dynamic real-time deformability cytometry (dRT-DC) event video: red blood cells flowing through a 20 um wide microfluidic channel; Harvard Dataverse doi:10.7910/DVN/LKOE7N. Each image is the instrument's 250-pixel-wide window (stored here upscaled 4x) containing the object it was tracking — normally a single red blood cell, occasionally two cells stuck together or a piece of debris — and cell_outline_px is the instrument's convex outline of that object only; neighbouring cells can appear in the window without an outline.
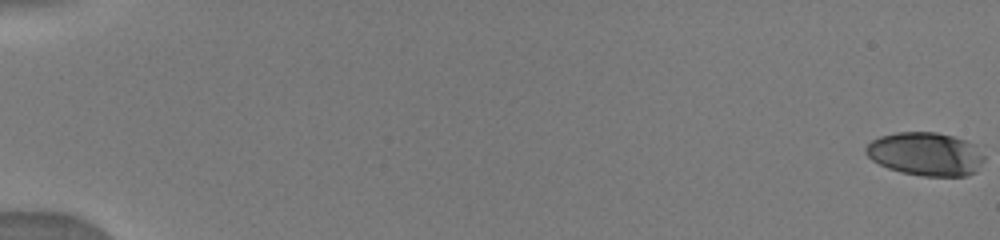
{"species": "human", "species_latin": "Homo sapiens", "temperature_condition": "warm", "stored_images_in_passage": 6, "camera_frame_rate_fps": 3000, "um_per_image_px": 0.085, "donor": {"sex": "male"}, "frame": {"image": 1, "passage_image": 1, "time_ms": 0.0, "image_size_px": [1000, 240], "cell_outline_px": [[984, 160], [976, 172], [968, 176], [924, 176], [904, 172], [888, 168], [872, 160], [864, 152], [864, 148], [872, 140], [880, 136], [896, 132], [936, 132], [952, 136], [976, 144], [984, 156]], "centroid_in_image_um": [78.7, 13.08], "position_along_channel_um": 6.3, "area_um2": 30.0}}
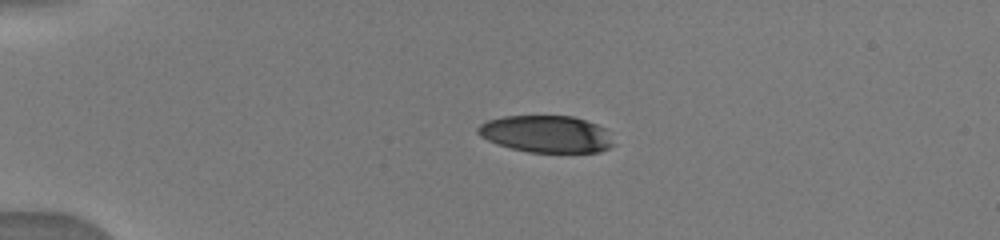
{"frame": {"image": 2, "passage_image": 5, "time_ms": 4.333, "image_size_px": [1000, 240], "cell_outline_px": [[616, 144], [600, 152], [528, 152], [496, 144], [480, 136], [476, 132], [476, 128], [480, 124], [488, 120], [504, 116], [572, 116], [596, 124], [604, 128]], "centroid_in_image_um": [46.42, 11.39], "position_along_channel_um": 38.6, "area_um2": 29.25}}